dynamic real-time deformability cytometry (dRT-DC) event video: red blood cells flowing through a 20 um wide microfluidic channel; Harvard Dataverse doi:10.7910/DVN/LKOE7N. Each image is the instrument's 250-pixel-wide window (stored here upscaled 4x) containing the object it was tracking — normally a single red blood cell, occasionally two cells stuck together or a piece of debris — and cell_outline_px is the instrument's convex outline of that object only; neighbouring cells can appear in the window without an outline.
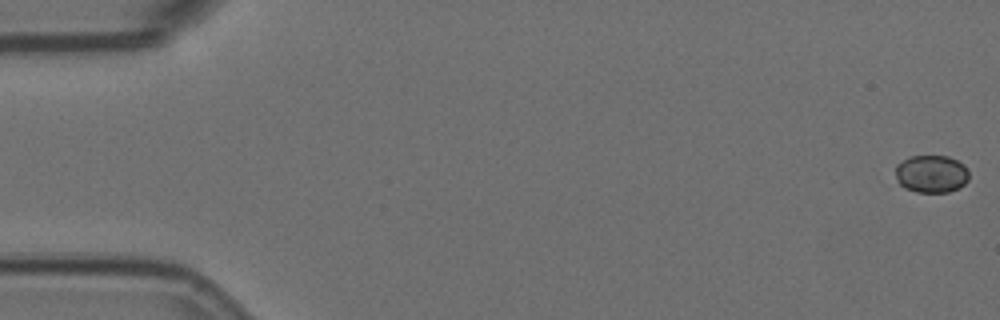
{"species": "Egyptian fruit bat (a non-hibernating species)", "species_latin": "Rousettus aegyptiacus", "temperature_condition": "room temperature", "stored_images_in_passage": 23, "camera_frame_rate_fps": 3000, "um_per_image_px": 0.085, "animal": {"sex": "female"}, "frame": {"image": 1, "passage_image": 1, "time_ms": 0.0, "image_size_px": [1000, 320], "cell_outline_px": [[968, 180], [960, 188], [948, 192], [916, 192], [904, 188], [900, 184], [896, 176], [896, 164], [908, 156], [948, 156], [964, 164], [968, 168]], "centroid_in_image_um": [79.17, 14.78], "position_along_channel_um": 5.8, "area_um2": 16.3}}